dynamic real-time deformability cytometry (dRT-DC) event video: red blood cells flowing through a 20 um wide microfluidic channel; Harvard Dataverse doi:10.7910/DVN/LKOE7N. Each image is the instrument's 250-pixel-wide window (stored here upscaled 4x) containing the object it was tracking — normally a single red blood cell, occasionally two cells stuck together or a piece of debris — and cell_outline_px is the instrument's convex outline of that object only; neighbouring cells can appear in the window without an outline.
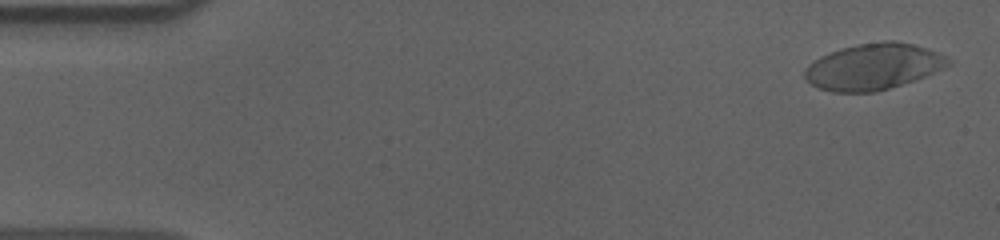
{"species": "human", "species_latin": "Homo sapiens", "temperature_condition": "cold", "stored_images_in_passage": 56, "camera_frame_rate_fps": 3000, "um_per_image_px": 0.085, "donor": {"sex": "male"}, "frame": {"image": 1, "passage_image": 2, "time_ms": 0.333, "image_size_px": [1000, 240], "cell_outline_px": [[952, 64], [944, 68], [924, 76], [876, 92], [832, 92], [820, 88], [812, 84], [804, 76], [804, 68], [808, 64], [820, 56], [840, 48], [860, 44], [884, 40], [896, 40], [928, 48], [948, 56], [952, 60]], "centroid_in_image_um": [74.25, 5.65], "position_along_channel_um": 10.8, "area_um2": 38.61}}
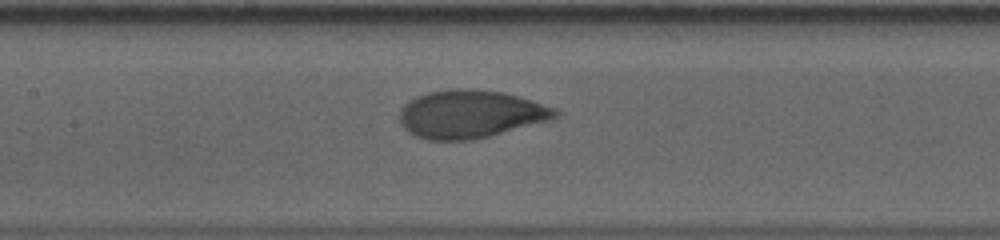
{"frame": {"image": 2, "passage_image": 26, "time_ms": 8.333, "image_size_px": [1000, 240], "cell_outline_px": [[560, 116], [548, 120], [488, 136], [472, 140], [428, 140], [416, 136], [408, 132], [400, 124], [400, 112], [404, 104], [408, 100], [416, 96], [428, 92], [452, 88], [468, 88], [504, 92], [556, 108], [560, 112]], "centroid_in_image_um": [39.95, 9.69], "position_along_channel_um": 167.4, "area_um2": 43.47}}
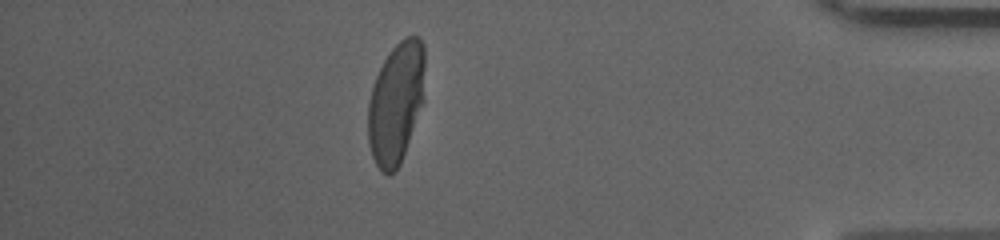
{"frame": {"image": 3, "passage_image": 49, "time_ms": 16.0, "image_size_px": [1000, 240], "cell_outline_px": [[424, 100], [400, 164], [388, 176], [380, 172], [372, 156], [368, 144], [368, 100], [376, 76], [388, 52], [400, 40], [408, 36], [420, 36], [424, 44]], "centroid_in_image_um": [33.66, 8.74], "position_along_channel_um": 401.5, "area_um2": 40.4}, "authors_computed_cell_mechanics": {"area_um2": 42.2518, "velocity_mm_per_s": 3.6108, "shape_relaxation_time_tau1_ms": 4.6765, "shape_relaxation_time_tau2_ms": null, "deformation_change_tau1": 0.2134, "deformation_change_tau2": null}}